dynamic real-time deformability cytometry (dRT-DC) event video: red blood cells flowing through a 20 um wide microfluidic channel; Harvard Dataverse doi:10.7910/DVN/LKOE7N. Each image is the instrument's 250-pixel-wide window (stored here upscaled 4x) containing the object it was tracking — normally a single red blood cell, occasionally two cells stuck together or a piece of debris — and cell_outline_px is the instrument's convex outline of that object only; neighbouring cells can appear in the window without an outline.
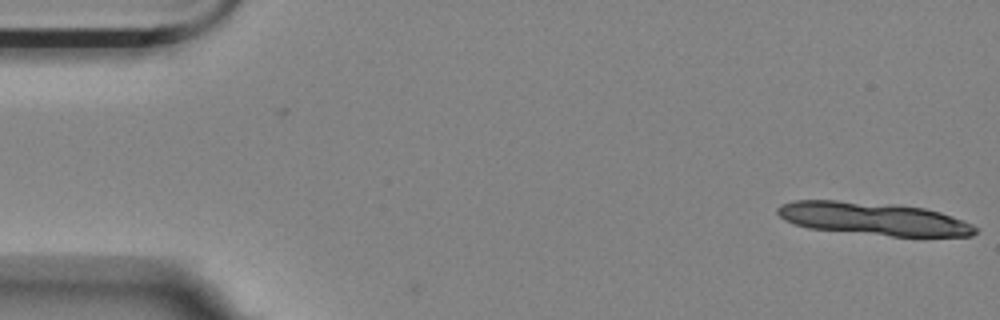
{"species": "Egyptian fruit bat (a non-hibernating species)", "species_latin": "Rousettus aegyptiacus", "temperature_condition": "room temperature", "stored_images_in_passage": 3, "camera_frame_rate_fps": 3000, "um_per_image_px": 0.085, "animal": {"sex": "female"}, "frame": {"image": 1, "passage_image": 1, "time_ms": 0.0, "image_size_px": [1000, 320], "cell_outline_px": [[976, 232], [972, 236], [892, 236], [808, 228], [784, 220], [776, 212], [776, 208], [780, 204], [792, 200], [836, 200], [924, 208], [940, 212], [952, 216], [972, 224], [976, 228]], "centroid_in_image_um": [74.19, 18.59], "position_along_channel_um": 10.8, "area_um2": 37.4}}